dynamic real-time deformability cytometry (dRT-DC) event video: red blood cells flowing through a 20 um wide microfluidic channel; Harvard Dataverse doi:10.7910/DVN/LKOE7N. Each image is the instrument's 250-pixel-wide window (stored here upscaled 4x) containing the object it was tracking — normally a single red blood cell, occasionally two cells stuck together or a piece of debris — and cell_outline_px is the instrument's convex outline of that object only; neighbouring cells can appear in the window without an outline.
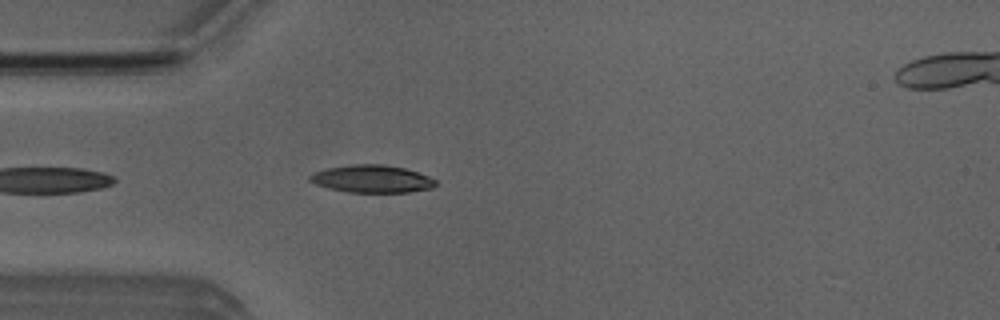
{"species": "Egyptian fruit bat (a non-hibernating species)", "species_latin": "Rousettus aegyptiacus", "temperature_condition": "room temperature", "stored_images_in_passage": 41, "camera_frame_rate_fps": 3000, "um_per_image_px": 0.085, "animal": {"sex": "male"}, "frame": {"image": 1, "passage_image": 3, "time_ms": 0.667, "image_size_px": [1000, 320], "cell_outline_px": [[436, 184], [432, 188], [408, 192], [348, 192], [316, 184], [308, 180], [308, 176], [316, 172], [328, 168], [352, 164], [384, 164], [404, 168], [428, 176], [436, 180]], "centroid_in_image_um": [31.63, 15.2], "position_along_channel_um": 53.4, "area_um2": 19.94}}
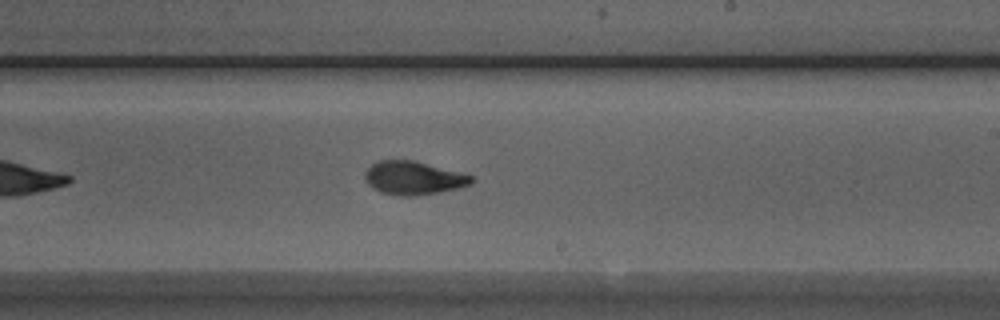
{"frame": {"image": 2, "passage_image": 19, "time_ms": 6.0, "image_size_px": [1000, 320], "cell_outline_px": [[476, 180], [472, 184], [456, 188], [436, 192], [412, 196], [404, 196], [380, 192], [372, 188], [368, 184], [364, 176], [364, 172], [372, 164], [380, 160], [416, 160], [472, 176]], "centroid_in_image_um": [35.12, 15.12], "position_along_channel_um": 253.9, "area_um2": 20.58}}
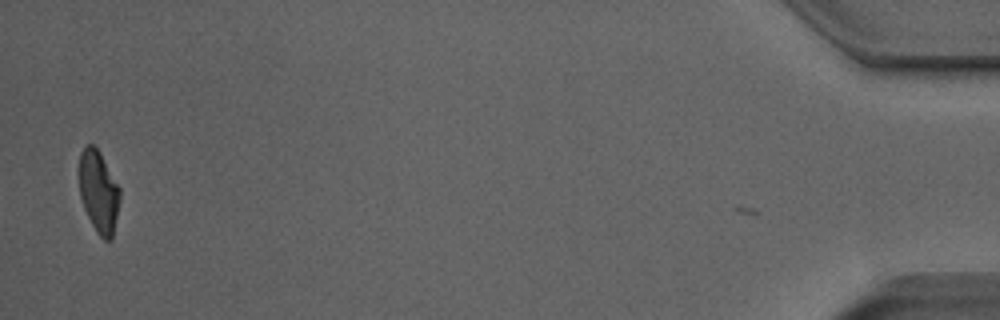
{"frame": {"image": 3, "passage_image": 40, "time_ms": 13.0, "image_size_px": [1000, 320], "cell_outline_px": [[120, 200], [112, 240], [104, 240], [96, 232], [84, 208], [80, 196], [80, 152], [88, 144], [92, 144], [100, 152], [120, 188]], "centroid_in_image_um": [8.4, 16.31], "position_along_channel_um": 426.8, "area_um2": 19.31}, "authors_computed_cell_mechanics": {"area_um2": 20.23, "velocity_mm_per_s": 3.8654, "shape_relaxation_time_tau1_ms": 4.4164, "shape_relaxation_time_tau2_ms": 1.6688, "deformation_change_tau1": 0.1788, "deformation_change_tau2": 0.0818}}